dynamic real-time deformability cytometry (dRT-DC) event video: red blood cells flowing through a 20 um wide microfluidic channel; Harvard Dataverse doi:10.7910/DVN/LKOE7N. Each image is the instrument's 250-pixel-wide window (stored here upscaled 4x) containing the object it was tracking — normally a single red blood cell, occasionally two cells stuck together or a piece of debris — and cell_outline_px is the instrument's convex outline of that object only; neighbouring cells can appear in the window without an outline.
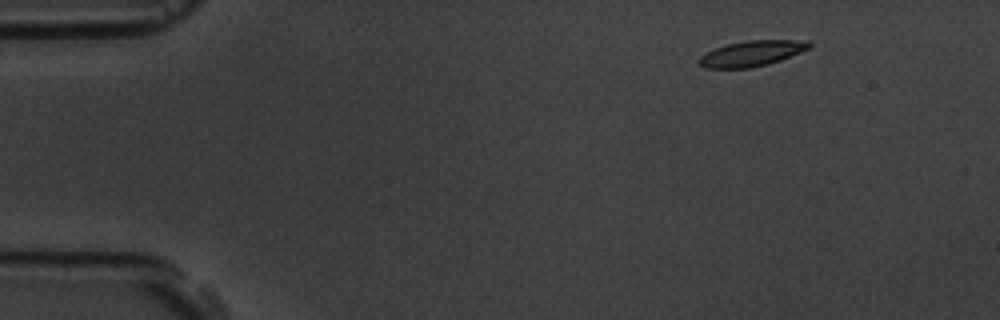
{"species": "common noctule bat (a hibernating species)", "species_latin": "Nyctalus noctula", "temperature_condition": "room temperature", "stored_images_in_passage": 5, "camera_frame_rate_fps": 3000, "um_per_image_px": 0.085, "animal": {"sex": "male", "body_mass_g": 19.5, "forearm_length_mm": 54.6}, "frame": {"image": 1, "passage_image": 5, "time_ms": 1.333, "image_size_px": [1000, 320], "cell_outline_px": [[812, 48], [780, 60], [768, 64], [752, 68], [704, 68], [696, 60], [700, 56], [716, 48], [728, 44], [748, 40], [808, 40], [812, 44]], "centroid_in_image_um": [63.94, 4.54], "position_along_channel_um": 21.1, "area_um2": 16.47}}